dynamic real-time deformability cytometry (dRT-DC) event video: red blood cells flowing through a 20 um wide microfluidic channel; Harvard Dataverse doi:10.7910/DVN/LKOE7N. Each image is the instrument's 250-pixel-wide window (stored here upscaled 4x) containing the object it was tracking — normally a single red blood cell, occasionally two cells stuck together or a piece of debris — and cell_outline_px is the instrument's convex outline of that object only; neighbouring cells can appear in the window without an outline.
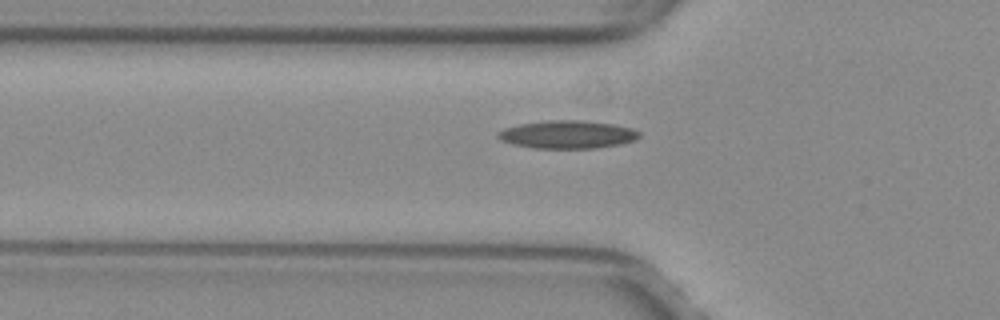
{"species": "common noctule bat (a hibernating species)", "species_latin": "Nyctalus noctula", "temperature_condition": "warm", "stored_images_in_passage": 39, "camera_frame_rate_fps": 3000, "um_per_image_px": 0.085, "animal": {"sex": "female", "body_mass_g": 29.2, "forearm_length_mm": 56.3}, "frame": {"image": 1, "passage_image": 11, "time_ms": 3.333, "image_size_px": [1000, 320], "cell_outline_px": [[640, 136], [636, 140], [620, 144], [592, 148], [532, 148], [512, 144], [500, 140], [496, 136], [496, 132], [504, 128], [520, 124], [548, 120], [584, 120], [612, 124], [632, 128], [640, 132]], "centroid_in_image_um": [48.21, 11.43], "position_along_channel_um": 77.6, "area_um2": 23.12}}
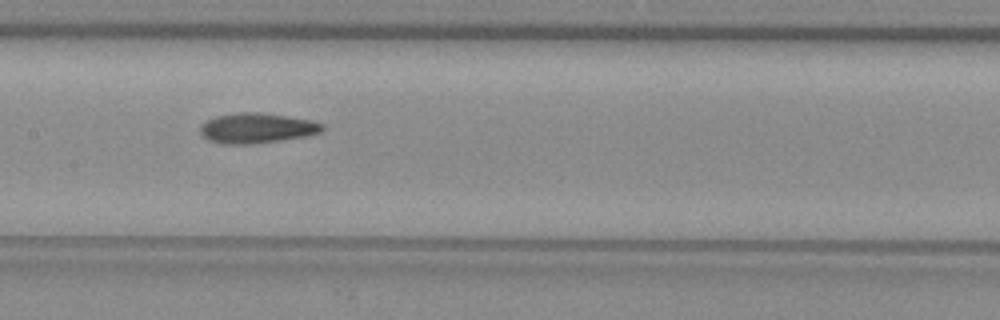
{"frame": {"image": 2, "passage_image": 19, "time_ms": 6.0, "image_size_px": [1000, 320], "cell_outline_px": [[324, 128], [320, 132], [304, 136], [252, 144], [220, 144], [208, 140], [200, 132], [200, 128], [208, 120], [216, 116], [236, 112], [260, 112], [312, 120], [324, 124]], "centroid_in_image_um": [21.82, 10.88], "position_along_channel_um": 185.6, "area_um2": 21.27}}
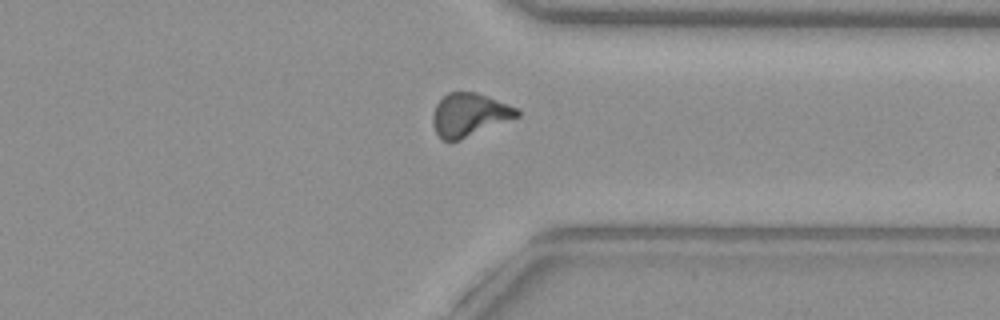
{"frame": {"image": 3, "passage_image": 33, "time_ms": 10.667, "image_size_px": [1000, 320], "cell_outline_px": [[520, 116], [460, 140], [448, 144], [436, 132], [432, 120], [432, 116], [436, 104], [448, 92], [476, 92], [516, 108], [520, 112]], "centroid_in_image_um": [39.86, 9.78], "position_along_channel_um": 371.5, "area_um2": 21.04}}